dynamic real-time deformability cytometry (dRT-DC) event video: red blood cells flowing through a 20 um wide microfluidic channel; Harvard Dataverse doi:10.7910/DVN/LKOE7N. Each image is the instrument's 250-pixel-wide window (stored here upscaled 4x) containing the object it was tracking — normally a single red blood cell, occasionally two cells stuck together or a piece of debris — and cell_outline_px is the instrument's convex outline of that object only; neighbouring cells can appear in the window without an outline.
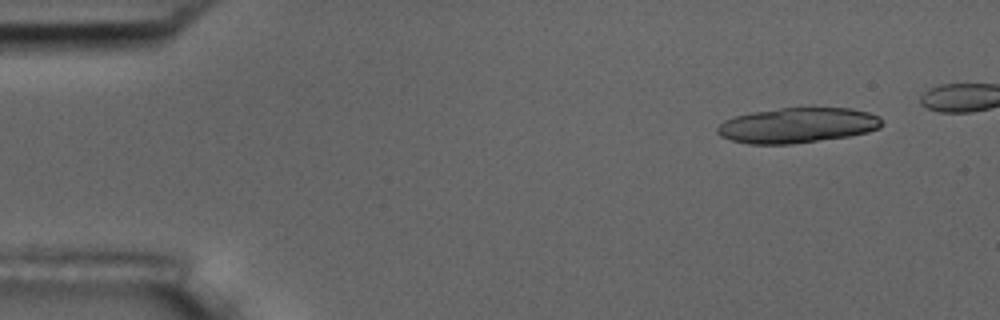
{"species": "common noctule bat (a hibernating species)", "species_latin": "Nyctalus noctula", "temperature_condition": "room temperature", "stored_images_in_passage": 8, "segment_of_instrument_passage": [1, 2], "camera_frame_rate_fps": 3000, "um_per_image_px": 0.085, "animal": {"sex": "male", "body_mass_g": 17.5, "forearm_length_mm": 52.3}, "frame": {"image": 1, "passage_image": 2, "time_ms": 1.0, "image_size_px": [1000, 320], "cell_outline_px": [[884, 124], [880, 128], [868, 132], [848, 136], [792, 144], [748, 144], [732, 140], [720, 136], [716, 132], [716, 128], [724, 120], [736, 116], [752, 112], [780, 108], [852, 108], [868, 112], [880, 116]], "centroid_in_image_um": [67.8, 10.65], "position_along_channel_um": 17.2, "area_um2": 33.87}}